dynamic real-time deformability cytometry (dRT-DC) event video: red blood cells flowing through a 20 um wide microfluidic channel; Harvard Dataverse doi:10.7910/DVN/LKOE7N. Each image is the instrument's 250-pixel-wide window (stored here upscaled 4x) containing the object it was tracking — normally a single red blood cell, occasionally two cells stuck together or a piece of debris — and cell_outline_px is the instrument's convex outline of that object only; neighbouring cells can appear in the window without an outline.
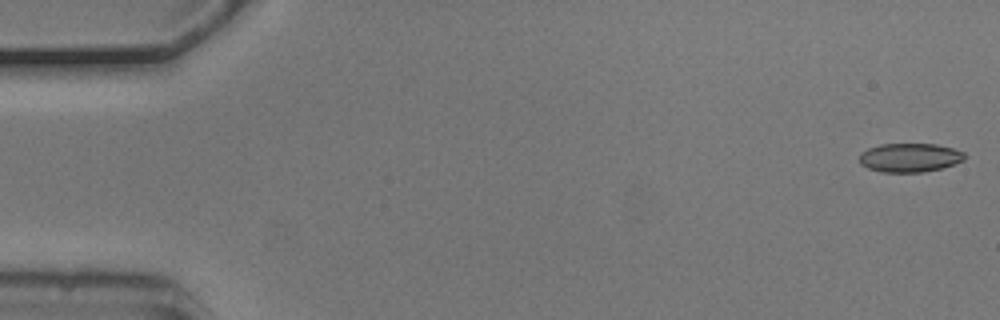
{"species": "common noctule bat (a hibernating species)", "species_latin": "Nyctalus noctula", "temperature_condition": "cold", "stored_images_in_passage": 54, "camera_frame_rate_fps": 3000, "um_per_image_px": 0.085, "animal": {"sex": "male", "body_mass_g": 20.5, "forearm_length_mm": 52.5}, "frame": {"image": 1, "passage_image": 1, "time_ms": 0.0, "image_size_px": [1000, 320], "cell_outline_px": [[968, 156], [964, 160], [940, 168], [924, 172], [880, 172], [868, 168], [860, 164], [860, 152], [868, 148], [880, 144], [936, 144], [952, 148], [964, 152]], "centroid_in_image_um": [77.32, 13.39], "position_along_channel_um": 7.7, "area_um2": 17.74}}
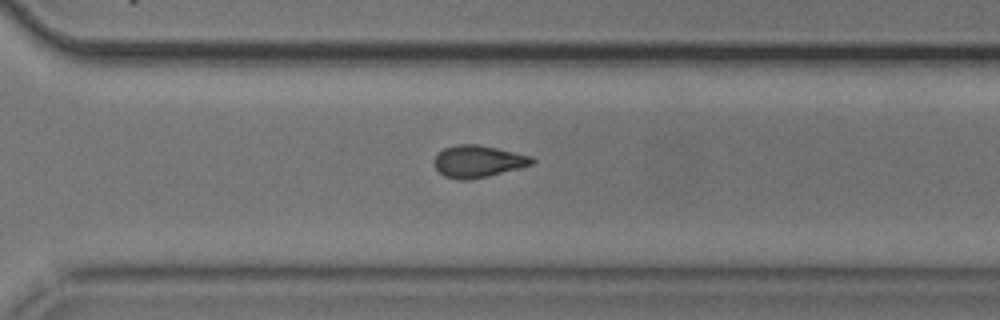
{"frame": {"image": 2, "passage_image": 38, "time_ms": 12.333, "image_size_px": [1000, 320], "cell_outline_px": [[536, 160], [532, 164], [488, 176], [468, 180], [460, 180], [444, 176], [432, 164], [432, 160], [444, 148], [456, 144], [476, 144], [496, 148], [532, 156]], "centroid_in_image_um": [40.6, 13.71], "position_along_channel_um": 330.0, "area_um2": 18.15}}
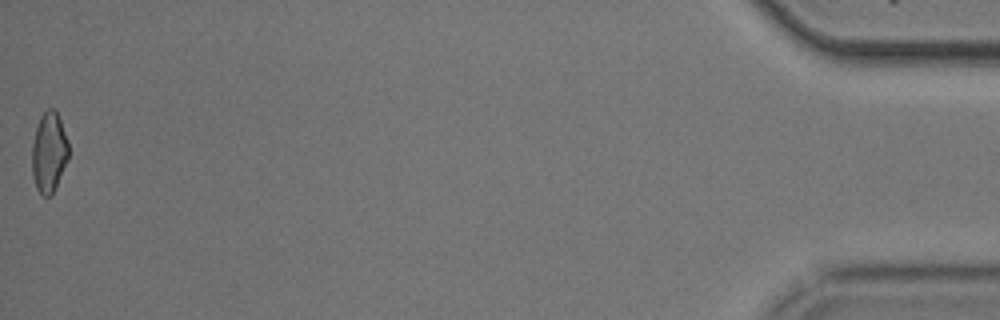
{"frame": {"image": 3, "passage_image": 54, "time_ms": 17.667, "image_size_px": [1000, 320], "cell_outline_px": [[68, 160], [52, 196], [44, 196], [36, 188], [32, 176], [32, 144], [36, 128], [40, 116], [48, 108], [52, 108], [56, 112], [60, 120], [68, 140]], "centroid_in_image_um": [4.16, 12.97], "position_along_channel_um": 431.0, "area_um2": 17.17}, "authors_computed_cell_mechanics": {"area_um2": 18.3226, "velocity_mm_per_s": 3.7242, "shape_relaxation_time_tau1_ms": 6.8675, "shape_relaxation_time_tau2_ms": 2.5384, "deformation_change_tau1": 0.1317, "deformation_change_tau2": 0.0716}}